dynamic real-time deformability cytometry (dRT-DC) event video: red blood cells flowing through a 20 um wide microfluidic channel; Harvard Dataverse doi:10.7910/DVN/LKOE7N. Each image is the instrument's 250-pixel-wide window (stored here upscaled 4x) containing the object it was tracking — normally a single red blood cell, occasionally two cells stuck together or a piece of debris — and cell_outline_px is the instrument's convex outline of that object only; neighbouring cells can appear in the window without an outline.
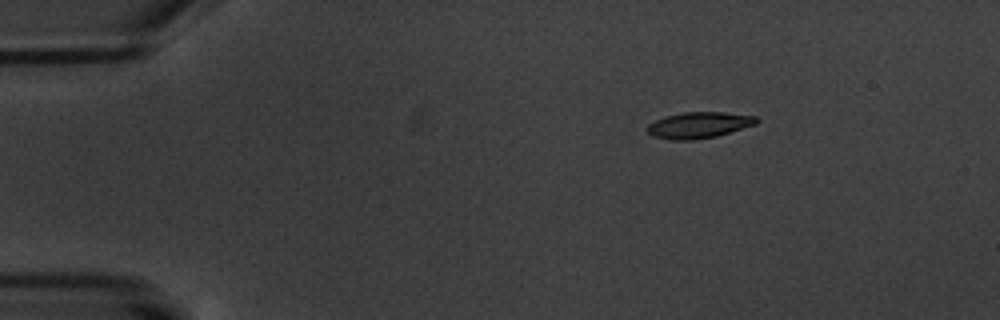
{"species": "common noctule bat (a hibernating species)", "species_latin": "Nyctalus noctula", "temperature_condition": "warm", "stored_images_in_passage": 4, "camera_frame_rate_fps": 3000, "um_per_image_px": 0.085, "animal": {"sex": "male", "body_mass_g": 20.1, "forearm_length_mm": 53.5}, "frame": {"image": 1, "passage_image": 1, "time_ms": 0.0, "image_size_px": [1000, 320], "cell_outline_px": [[760, 120], [756, 124], [716, 136], [692, 140], [672, 140], [652, 136], [648, 132], [648, 124], [656, 120], [668, 116], [684, 112], [724, 112], [756, 116]], "centroid_in_image_um": [59.43, 10.63], "position_along_channel_um": 25.6, "area_um2": 16.47}}
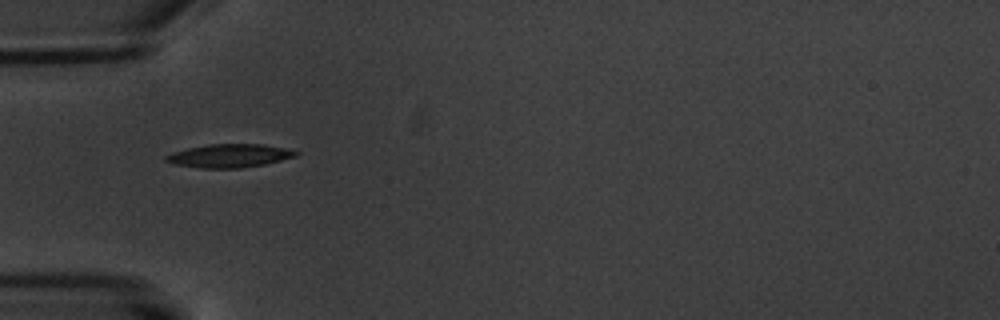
{"frame": {"image": 2, "passage_image": 3, "time_ms": 3.333, "image_size_px": [1000, 320], "cell_outline_px": [[300, 152], [296, 156], [264, 164], [240, 168], [200, 168], [172, 164], [164, 160], [164, 156], [172, 152], [188, 148], [208, 144], [264, 144], [284, 148]], "centroid_in_image_um": [19.45, 13.24], "position_along_channel_um": 65.6, "area_um2": 17.69}}